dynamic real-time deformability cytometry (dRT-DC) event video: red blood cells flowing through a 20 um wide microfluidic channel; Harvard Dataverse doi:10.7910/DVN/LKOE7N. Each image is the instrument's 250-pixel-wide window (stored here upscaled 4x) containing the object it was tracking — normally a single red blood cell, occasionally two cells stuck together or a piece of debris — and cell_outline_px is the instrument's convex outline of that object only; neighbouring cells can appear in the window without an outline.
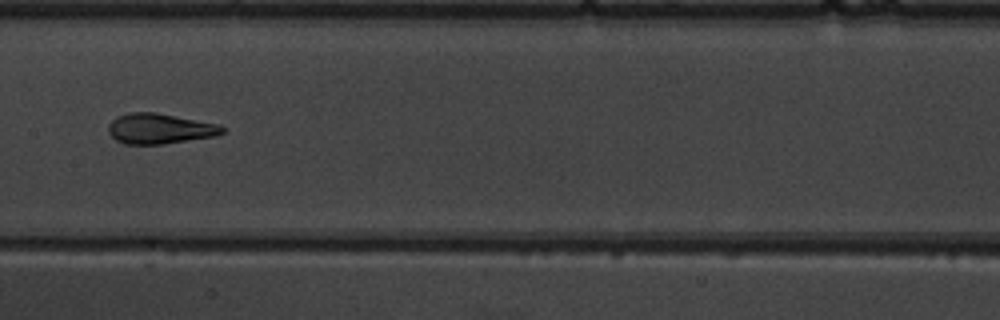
{"species": "common noctule bat (a hibernating species)", "species_latin": "Nyctalus noctula", "temperature_condition": "warm", "stored_images_in_passage": 4, "camera_frame_rate_fps": 3000, "um_per_image_px": 0.085, "animal": {"sex": "male", "body_mass_g": 19.5, "forearm_length_mm": 54.6}, "frame": {"image": 1, "passage_image": 4, "time_ms": 3.333, "image_size_px": [1000, 320], "cell_outline_px": [[228, 128], [224, 132], [216, 136], [160, 144], [124, 144], [116, 140], [108, 132], [108, 124], [116, 116], [132, 112], [156, 112], [220, 124]], "centroid_in_image_um": [13.6, 10.92], "position_along_channel_um": 193.8, "area_um2": 20.29}}